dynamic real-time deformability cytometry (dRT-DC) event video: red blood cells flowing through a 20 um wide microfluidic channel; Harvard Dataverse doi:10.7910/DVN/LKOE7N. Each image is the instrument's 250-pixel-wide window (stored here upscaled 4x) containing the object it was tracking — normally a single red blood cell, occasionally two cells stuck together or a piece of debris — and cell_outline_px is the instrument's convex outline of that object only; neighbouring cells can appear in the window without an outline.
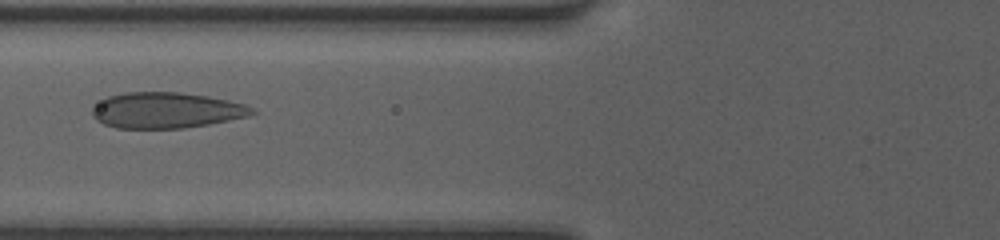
{"species": "human", "species_latin": "Homo sapiens", "temperature_condition": "room temperature", "stored_images_in_passage": 38, "camera_frame_rate_fps": 3000, "um_per_image_px": 0.085, "donor": {"sex": "female"}, "frame": {"image": 1, "passage_image": 9, "time_ms": 2.667, "image_size_px": [1000, 240], "cell_outline_px": [[256, 112], [248, 116], [208, 124], [184, 128], [116, 128], [104, 124], [96, 120], [92, 116], [92, 108], [108, 96], [124, 92], [180, 92], [208, 96], [228, 100], [244, 104], [252, 108]], "centroid_in_image_um": [14.11, 9.37], "position_along_channel_um": 111.7, "area_um2": 33.23}}
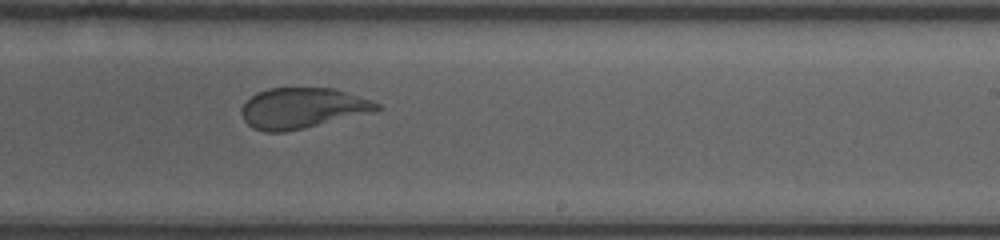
{"frame": {"image": 2, "passage_image": 20, "time_ms": 6.333, "image_size_px": [1000, 240], "cell_outline_px": [[380, 108], [304, 128], [284, 132], [264, 132], [252, 128], [244, 120], [240, 112], [240, 108], [256, 92], [268, 88], [332, 88], [372, 100], [380, 104]], "centroid_in_image_um": [25.58, 9.18], "position_along_channel_um": 263.4, "area_um2": 31.33}}
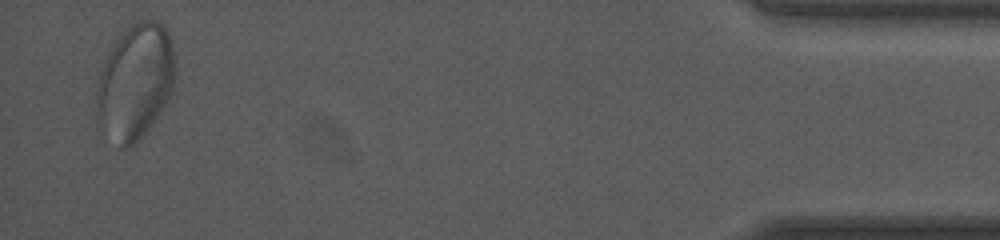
{"frame": {"image": 3, "passage_image": 37, "time_ms": 12.0, "image_size_px": [1000, 240], "cell_outline_px": [[176, 76], [172, 92], [168, 100], [152, 124], [128, 148], [120, 148], [96, 128], [96, 84], [100, 72], [116, 36], [120, 32], [132, 24], [140, 20], [156, 20], [168, 32], [172, 40], [176, 68]], "centroid_in_image_um": [11.47, 6.97], "position_along_channel_um": 423.7, "area_um2": 53.87}, "authors_computed_cell_mechanics": {"area_um2": 34.8534, "velocity_mm_per_s": 4.1244, "shape_relaxation_time_tau1_ms": 6.8547, "shape_relaxation_time_tau2_ms": null, "deformation_change_tau1": 0.1917, "deformation_change_tau2": null}}